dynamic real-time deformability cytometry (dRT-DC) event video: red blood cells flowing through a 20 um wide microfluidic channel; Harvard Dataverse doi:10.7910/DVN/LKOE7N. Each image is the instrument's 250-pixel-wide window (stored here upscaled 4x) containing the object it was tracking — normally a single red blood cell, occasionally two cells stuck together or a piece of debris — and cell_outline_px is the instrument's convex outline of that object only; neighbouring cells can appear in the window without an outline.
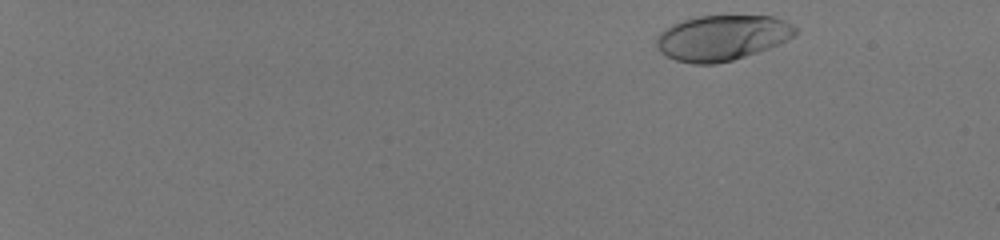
{"species": "human", "species_latin": "Homo sapiens", "temperature_condition": "room temperature", "stored_images_in_passage": 50, "camera_frame_rate_fps": 3000, "um_per_image_px": 0.085, "donor": {"sex": "male"}, "frame": {"image": 1, "passage_image": 2, "time_ms": 0.333, "image_size_px": [1000, 240], "cell_outline_px": [[796, 36], [780, 44], [732, 60], [716, 64], [692, 64], [676, 60], [660, 52], [656, 44], [656, 36], [664, 28], [672, 24], [684, 20], [700, 16], [772, 16], [784, 20], [792, 24], [796, 28]], "centroid_in_image_um": [61.37, 3.21], "position_along_channel_um": 23.6, "area_um2": 36.7}}
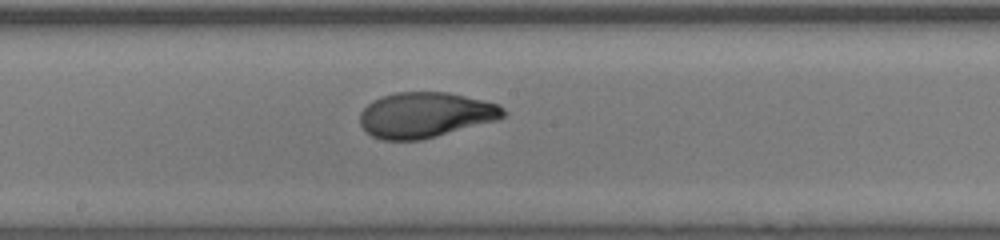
{"frame": {"image": 2, "passage_image": 30, "time_ms": 9.667, "image_size_px": [1000, 240], "cell_outline_px": [[508, 116], [496, 120], [436, 136], [420, 140], [380, 140], [372, 136], [360, 124], [360, 112], [372, 100], [380, 96], [396, 92], [448, 92], [484, 100], [500, 104], [508, 112]], "centroid_in_image_um": [36.17, 9.76], "position_along_channel_um": 212.0, "area_um2": 38.09}}
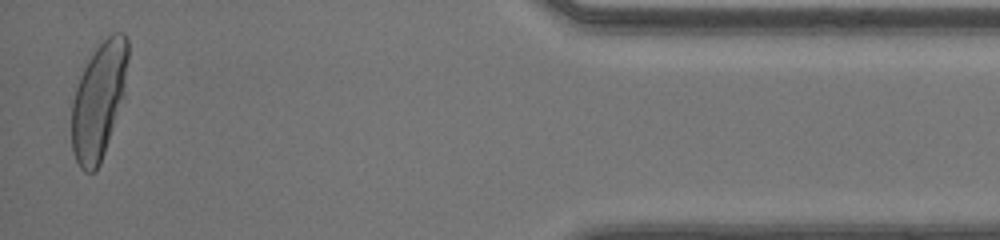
{"frame": {"image": 3, "passage_image": 49, "time_ms": 16.0, "image_size_px": [1000, 240], "cell_outline_px": [[128, 60], [124, 96], [100, 164], [96, 172], [84, 172], [80, 168], [72, 152], [72, 100], [80, 76], [88, 60], [96, 48], [112, 32], [124, 32], [128, 40]], "centroid_in_image_um": [8.4, 8.55], "position_along_channel_um": 426.8, "area_um2": 38.15}, "authors_computed_cell_mechanics": {"area_um2": 37.5122, "velocity_mm_per_s": 4.1166, "shape_relaxation_time_tau1_ms": 5.1742, "shape_relaxation_time_tau2_ms": null, "deformation_change_tau1": 0.2413, "deformation_change_tau2": null}}